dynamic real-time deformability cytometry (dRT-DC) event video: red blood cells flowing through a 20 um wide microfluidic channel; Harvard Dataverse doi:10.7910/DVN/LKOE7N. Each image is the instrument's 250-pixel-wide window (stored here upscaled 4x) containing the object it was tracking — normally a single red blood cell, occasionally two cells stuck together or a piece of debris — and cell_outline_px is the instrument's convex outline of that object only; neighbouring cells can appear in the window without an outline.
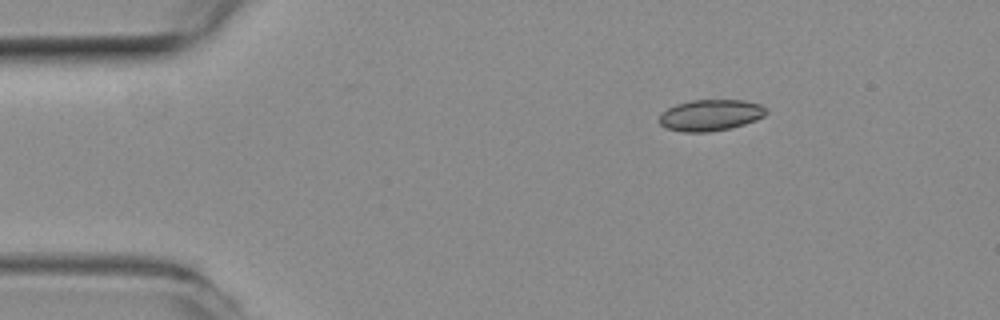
{"species": "common noctule bat (a hibernating species)", "species_latin": "Nyctalus noctula", "temperature_condition": "room temperature", "stored_images_in_passage": 48, "camera_frame_rate_fps": 3000, "um_per_image_px": 0.085, "animal": {"sex": "female", "body_mass_g": 19.3, "forearm_length_mm": 54.1}, "frame": {"image": 1, "passage_image": 1, "time_ms": 0.0, "image_size_px": [1000, 320], "cell_outline_px": [[768, 112], [764, 116], [756, 120], [732, 128], [708, 132], [684, 132], [664, 128], [660, 124], [660, 112], [676, 104], [692, 100], [744, 100], [760, 104]], "centroid_in_image_um": [60.38, 9.79], "position_along_channel_um": 24.6, "area_um2": 19.59}}
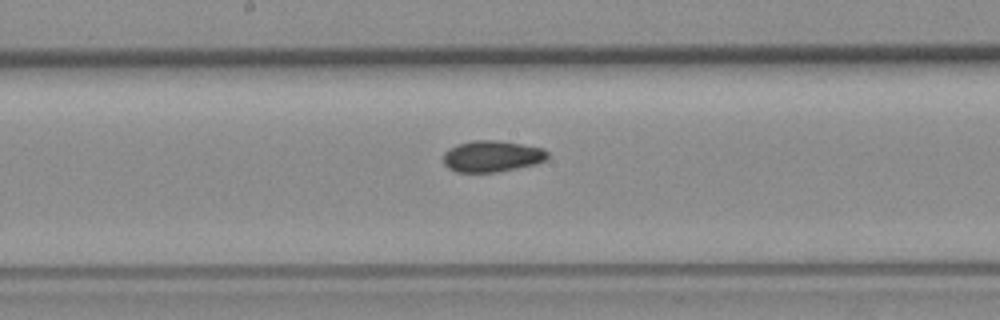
{"frame": {"image": 2, "passage_image": 21, "time_ms": 6.667, "image_size_px": [1000, 320], "cell_outline_px": [[548, 160], [536, 164], [496, 172], [456, 172], [448, 168], [444, 164], [444, 152], [448, 148], [456, 144], [472, 140], [496, 140], [544, 148], [548, 152]], "centroid_in_image_um": [41.81, 13.28], "position_along_channel_um": 206.4, "area_um2": 19.19}}
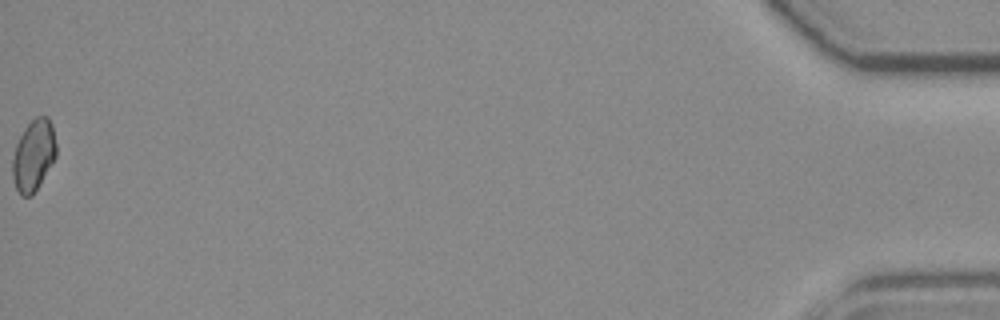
{"frame": {"image": 3, "passage_image": 48, "time_ms": 15.667, "image_size_px": [1000, 320], "cell_outline_px": [[56, 156], [52, 164], [32, 196], [20, 196], [16, 188], [12, 176], [12, 160], [16, 144], [24, 128], [36, 116], [48, 116], [52, 124], [56, 144]], "centroid_in_image_um": [2.85, 13.2], "position_along_channel_um": 432.4, "area_um2": 18.21}}